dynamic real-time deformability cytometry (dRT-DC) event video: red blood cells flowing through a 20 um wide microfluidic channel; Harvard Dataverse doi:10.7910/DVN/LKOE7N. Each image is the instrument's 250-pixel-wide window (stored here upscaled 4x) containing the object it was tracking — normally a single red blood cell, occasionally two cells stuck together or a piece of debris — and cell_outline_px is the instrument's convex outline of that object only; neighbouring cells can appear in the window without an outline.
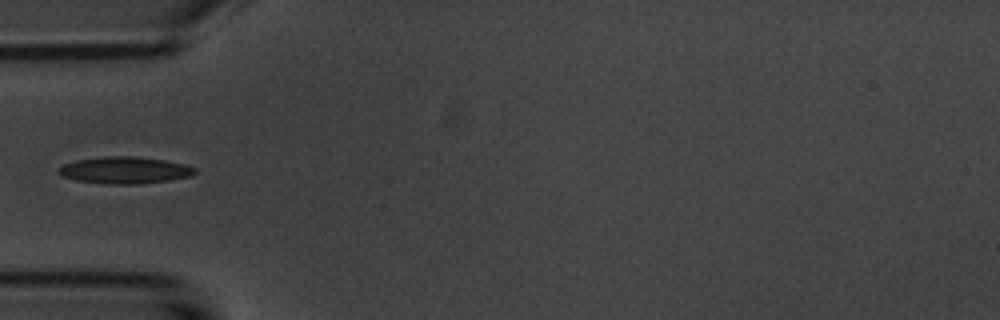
{"species": "common noctule bat (a hibernating species)", "species_latin": "Nyctalus noctula", "temperature_condition": "room temperature", "stored_images_in_passage": 1, "camera_frame_rate_fps": 3000, "um_per_image_px": 0.085, "animal": {"sex": "male", "body_mass_g": 20.1, "forearm_length_mm": 53.5}, "frame": {"image": 1, "passage_image": 1, "time_ms": 0.0, "image_size_px": [1000, 320], "cell_outline_px": [[196, 172], [192, 176], [168, 180], [140, 184], [108, 184], [76, 180], [60, 176], [56, 172], [64, 164], [76, 160], [108, 156], [136, 156], [164, 160], [184, 164], [196, 168]], "centroid_in_image_um": [10.6, 14.47], "position_along_channel_um": 74.4, "area_um2": 21.33}}